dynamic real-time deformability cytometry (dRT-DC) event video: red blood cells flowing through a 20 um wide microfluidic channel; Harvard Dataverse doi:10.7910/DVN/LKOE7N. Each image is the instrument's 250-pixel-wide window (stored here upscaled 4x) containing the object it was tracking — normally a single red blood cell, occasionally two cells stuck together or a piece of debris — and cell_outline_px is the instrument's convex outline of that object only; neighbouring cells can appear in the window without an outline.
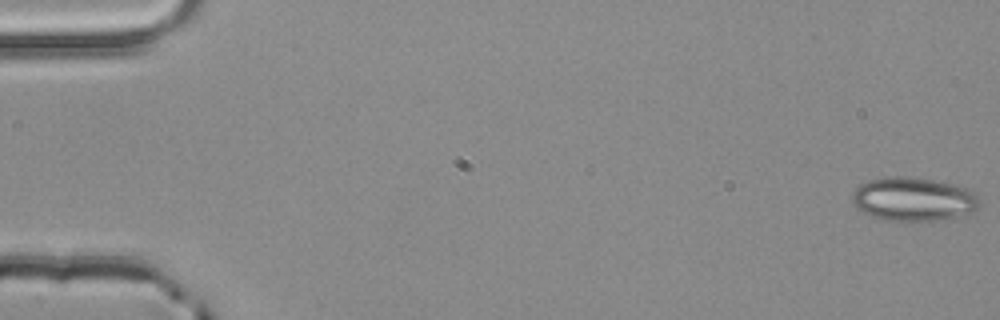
{"species": "common noctule bat (a hibernating species)", "species_latin": "Nyctalus noctula", "temperature_condition": "room temperature", "stored_images_in_passage": 4, "camera_frame_rate_fps": 3000, "um_per_image_px": 0.085, "animal": {"sex": "male", "body_mass_g": 20.4}, "frame": {"image": 1, "passage_image": 1, "time_ms": 0.0, "image_size_px": [1000, 320], "cell_outline_px": [[984, 192], [980, 208], [972, 212], [960, 216], [936, 220], [908, 224], [904, 224], [880, 220], [856, 208], [852, 200], [852, 192], [860, 184], [868, 180], [884, 176], [912, 176], [952, 184]], "centroid_in_image_um": [77.71, 16.96], "position_along_channel_um": 7.3, "area_um2": 34.1}}